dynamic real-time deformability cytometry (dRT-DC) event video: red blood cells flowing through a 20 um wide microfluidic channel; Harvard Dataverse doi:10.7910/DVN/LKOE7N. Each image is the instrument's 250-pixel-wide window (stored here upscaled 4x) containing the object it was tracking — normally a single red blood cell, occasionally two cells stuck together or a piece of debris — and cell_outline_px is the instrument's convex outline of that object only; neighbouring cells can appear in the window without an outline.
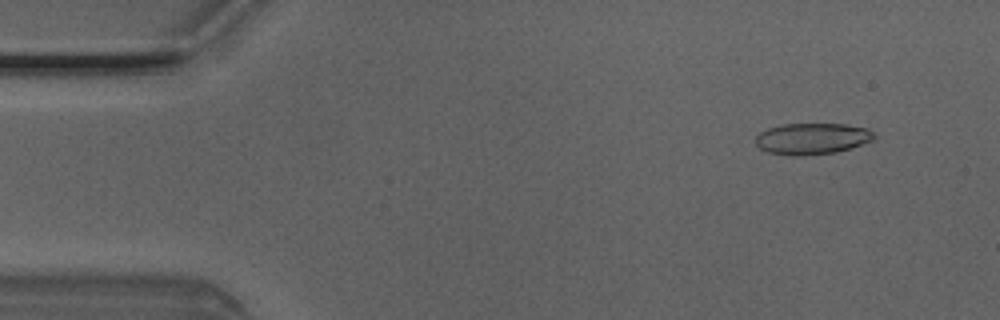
{"species": "Egyptian fruit bat (a non-hibernating species)", "species_latin": "Rousettus aegyptiacus", "temperature_condition": "room temperature", "stored_images_in_passage": 3, "camera_frame_rate_fps": 3000, "um_per_image_px": 0.085, "animal": {"sex": "male"}, "frame": {"image": 1, "passage_image": 1, "time_ms": 0.0, "image_size_px": [1000, 320], "cell_outline_px": [[876, 140], [852, 148], [836, 152], [796, 156], [792, 156], [768, 152], [760, 148], [756, 144], [756, 136], [760, 132], [768, 128], [784, 124], [844, 124], [868, 128], [876, 132]], "centroid_in_image_um": [69.1, 11.78], "position_along_channel_um": 15.9, "area_um2": 21.85}}